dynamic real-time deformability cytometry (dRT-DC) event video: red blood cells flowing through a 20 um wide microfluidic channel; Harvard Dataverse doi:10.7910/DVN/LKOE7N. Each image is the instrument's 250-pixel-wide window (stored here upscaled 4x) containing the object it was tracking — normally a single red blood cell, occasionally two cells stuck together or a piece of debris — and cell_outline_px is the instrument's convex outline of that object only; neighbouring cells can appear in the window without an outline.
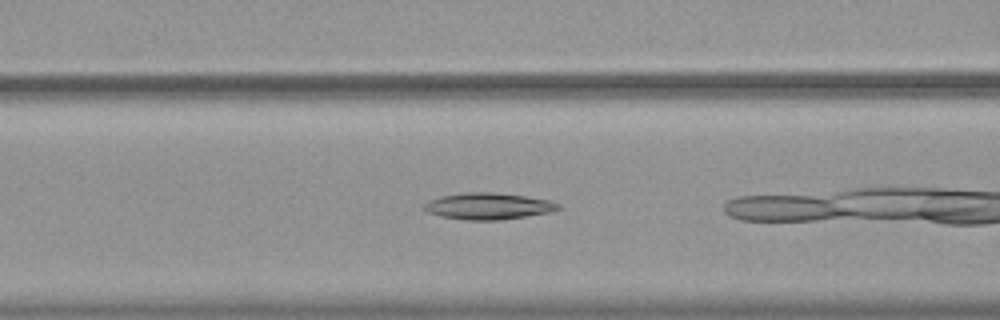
{"species": "common noctule bat (a hibernating species)", "species_latin": "Nyctalus noctula", "temperature_condition": "warm", "stored_images_in_passage": 30, "camera_frame_rate_fps": 3000, "um_per_image_px": 0.085, "animal": {"sex": "female", "body_mass_g": 19.9}, "frame": {"image": 1, "passage_image": 5, "time_ms": 1.333, "image_size_px": [1000, 320], "cell_outline_px": [[560, 208], [552, 212], [528, 216], [500, 220], [464, 220], [440, 216], [428, 212], [420, 208], [420, 204], [428, 200], [440, 196], [460, 192], [492, 192], [524, 196], [548, 200], [560, 204]], "centroid_in_image_um": [41.42, 17.52], "position_along_channel_um": 125.2, "area_um2": 21.1}}
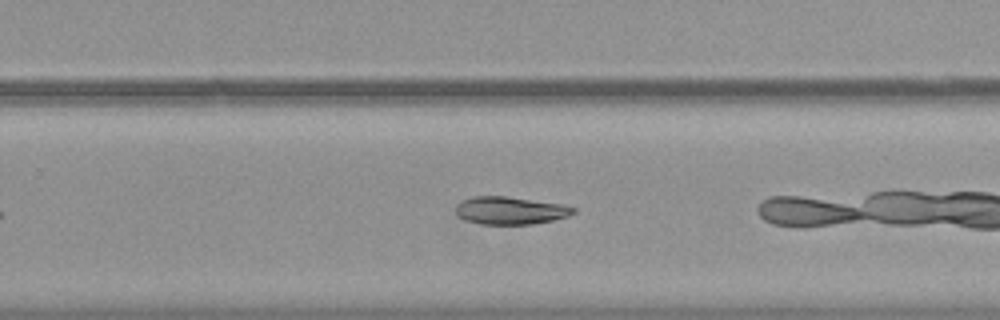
{"frame": {"image": 2, "passage_image": 18, "time_ms": 5.667, "image_size_px": [1000, 320], "cell_outline_px": [[576, 212], [568, 216], [552, 220], [532, 224], [480, 224], [464, 220], [456, 216], [456, 204], [464, 200], [476, 196], [504, 196], [564, 204], [576, 208]], "centroid_in_image_um": [43.37, 17.9], "position_along_channel_um": 286.4, "area_um2": 19.02}}